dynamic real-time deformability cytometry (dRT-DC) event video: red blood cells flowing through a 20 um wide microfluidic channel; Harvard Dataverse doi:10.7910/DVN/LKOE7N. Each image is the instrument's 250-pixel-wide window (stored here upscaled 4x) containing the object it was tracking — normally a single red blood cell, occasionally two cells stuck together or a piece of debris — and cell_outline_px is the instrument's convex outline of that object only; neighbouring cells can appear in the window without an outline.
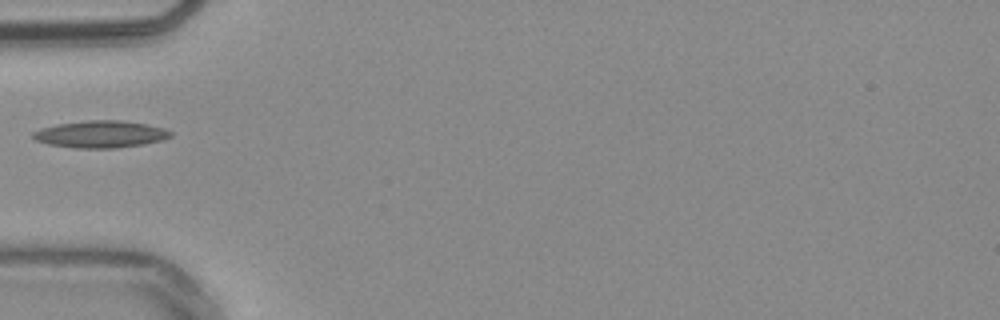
{"species": "common noctule bat (a hibernating species)", "species_latin": "Nyctalus noctula", "temperature_condition": "warm", "stored_images_in_passage": 2, "camera_frame_rate_fps": 3000, "um_per_image_px": 0.085, "animal": {"sex": "male", "body_mass_g": 20.4}, "frame": {"image": 1, "passage_image": 1, "time_ms": 0.0, "image_size_px": [1000, 320], "cell_outline_px": [[172, 136], [164, 140], [144, 144], [116, 148], [76, 148], [48, 144], [36, 140], [32, 136], [32, 132], [40, 128], [60, 124], [88, 120], [124, 120], [148, 124], [164, 128], [172, 132]], "centroid_in_image_um": [8.59, 11.4], "position_along_channel_um": 76.4, "area_um2": 21.79}}